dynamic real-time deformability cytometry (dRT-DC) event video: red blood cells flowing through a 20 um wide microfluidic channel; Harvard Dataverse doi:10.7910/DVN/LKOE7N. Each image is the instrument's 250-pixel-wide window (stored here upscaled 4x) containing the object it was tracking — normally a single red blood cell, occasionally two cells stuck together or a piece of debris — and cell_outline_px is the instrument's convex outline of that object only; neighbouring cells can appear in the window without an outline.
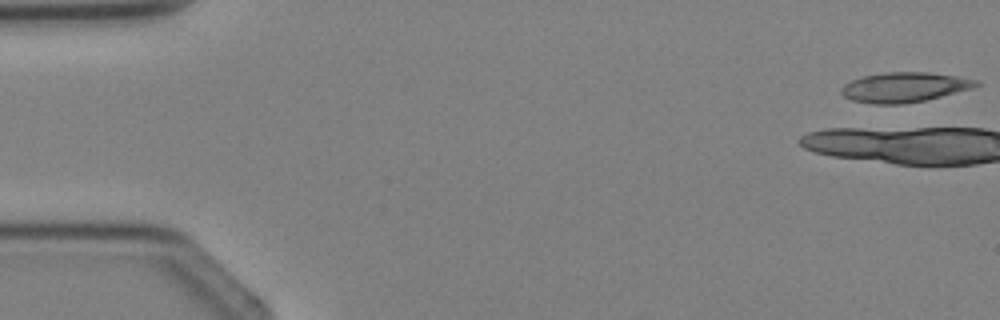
{"species": "Egyptian fruit bat (a non-hibernating species)", "species_latin": "Rousettus aegyptiacus", "temperature_condition": "cold", "stored_images_in_passage": 2, "camera_frame_rate_fps": 3000, "um_per_image_px": 0.085, "animal": {"sex": "female"}, "frame": {"image": 1, "passage_image": 2, "time_ms": 2.0, "image_size_px": [1000, 320], "cell_outline_px": [[980, 84], [972, 88], [924, 100], [900, 104], [872, 104], [852, 100], [844, 96], [840, 92], [840, 88], [844, 84], [852, 80], [864, 76], [884, 72], [928, 72], [956, 76], [980, 80]], "centroid_in_image_um": [76.85, 7.41], "position_along_channel_um": 8.2, "area_um2": 23.35}}